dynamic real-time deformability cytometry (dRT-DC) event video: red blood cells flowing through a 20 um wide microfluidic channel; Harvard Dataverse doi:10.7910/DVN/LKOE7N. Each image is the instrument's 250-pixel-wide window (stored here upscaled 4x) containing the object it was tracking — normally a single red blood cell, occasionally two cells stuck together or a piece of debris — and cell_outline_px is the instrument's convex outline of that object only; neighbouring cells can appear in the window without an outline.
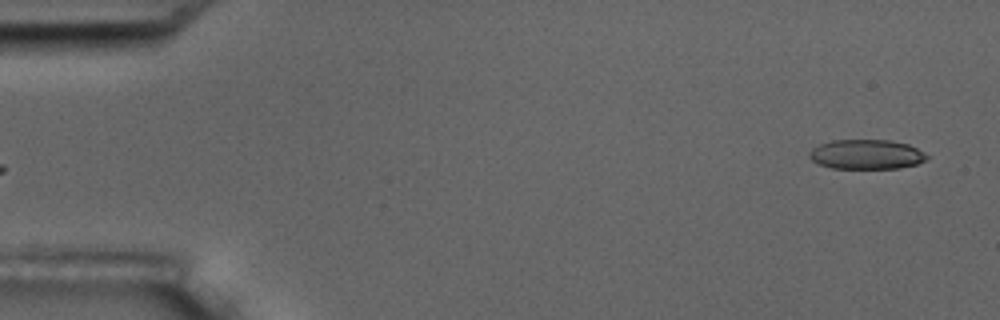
{"species": "common noctule bat (a hibernating species)", "species_latin": "Nyctalus noctula", "temperature_condition": "room temperature", "stored_images_in_passage": 5, "segment_of_instrument_passage": [2, 2], "camera_frame_rate_fps": 3000, "um_per_image_px": 0.085, "animal": {"sex": "male", "body_mass_g": 17.5, "forearm_length_mm": 52.3}, "frame": {"image": 1, "passage_image": 5, "time_ms": 4.667, "image_size_px": [1000, 320], "cell_outline_px": [[928, 160], [916, 164], [900, 168], [832, 168], [820, 164], [812, 160], [808, 156], [808, 152], [812, 148], [820, 144], [832, 140], [888, 140], [908, 144], [924, 152], [928, 156]], "centroid_in_image_um": [73.65, 13.12], "position_along_channel_um": 11.4, "area_um2": 20.29}}